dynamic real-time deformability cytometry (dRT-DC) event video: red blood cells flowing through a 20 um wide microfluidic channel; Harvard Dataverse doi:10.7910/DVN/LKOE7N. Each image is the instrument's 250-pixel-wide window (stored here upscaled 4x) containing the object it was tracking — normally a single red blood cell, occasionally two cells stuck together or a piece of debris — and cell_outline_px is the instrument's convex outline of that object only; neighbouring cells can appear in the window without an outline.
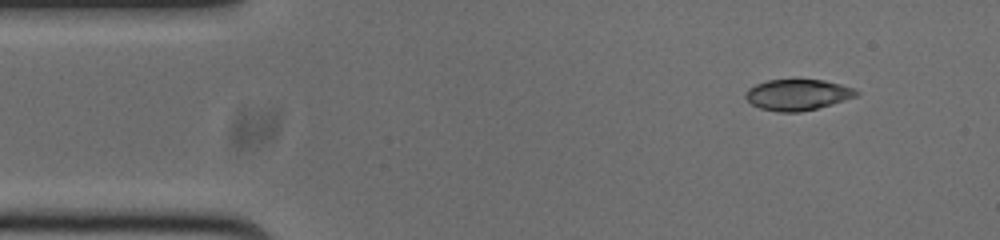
{"species": "common noctule bat (a hibernating species)", "species_latin": "Nyctalus noctula", "temperature_condition": "cold", "stored_images_in_passage": 48, "camera_frame_rate_fps": 3000, "um_per_image_px": 0.085, "animal": {"sex": "male", "body_mass_g": 20.0, "forearm_length_mm": 53.3}, "frame": {"image": 1, "passage_image": 1, "time_ms": 0.0, "image_size_px": [1000, 240], "cell_outline_px": [[860, 92], [856, 96], [844, 100], [816, 108], [800, 112], [780, 112], [760, 108], [752, 104], [744, 96], [748, 88], [756, 84], [768, 80], [824, 80], [840, 84], [852, 88]], "centroid_in_image_um": [67.77, 8.05], "position_along_channel_um": 17.2, "area_um2": 19.71}}
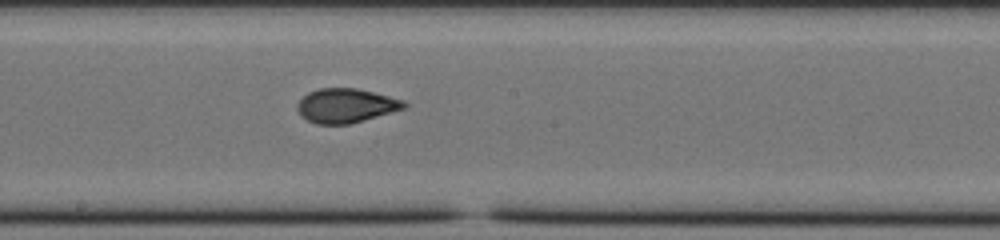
{"frame": {"image": 2, "passage_image": 23, "time_ms": 7.333, "image_size_px": [1000, 240], "cell_outline_px": [[408, 108], [352, 124], [316, 124], [300, 116], [296, 108], [296, 104], [308, 92], [320, 88], [356, 88], [404, 100], [408, 104]], "centroid_in_image_um": [29.42, 8.99], "position_along_channel_um": 218.8, "area_um2": 21.56}}
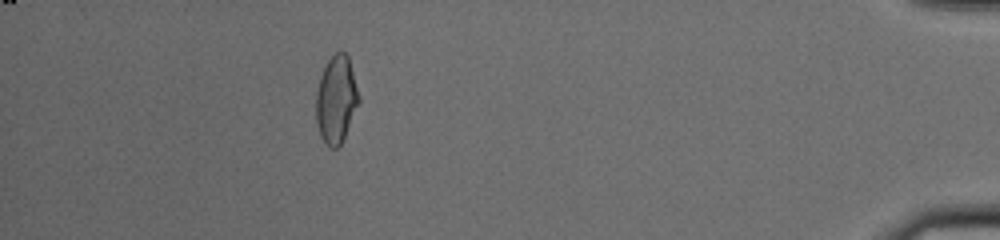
{"frame": {"image": 3, "passage_image": 43, "time_ms": 14.0, "image_size_px": [1000, 240], "cell_outline_px": [[360, 104], [340, 144], [336, 148], [328, 148], [320, 136], [316, 124], [316, 92], [320, 76], [328, 60], [340, 48], [348, 56], [360, 96]], "centroid_in_image_um": [28.58, 8.46], "position_along_channel_um": 406.6, "area_um2": 22.02}, "authors_computed_cell_mechanics": {"area_um2": 21.5016, "velocity_mm_per_s": 3.7735, "shape_relaxation_time_tau1_ms": 7.8801, "shape_relaxation_time_tau2_ms": 1.2532, "deformation_change_tau1": 0.2034, "deformation_change_tau2": 0.0679}}